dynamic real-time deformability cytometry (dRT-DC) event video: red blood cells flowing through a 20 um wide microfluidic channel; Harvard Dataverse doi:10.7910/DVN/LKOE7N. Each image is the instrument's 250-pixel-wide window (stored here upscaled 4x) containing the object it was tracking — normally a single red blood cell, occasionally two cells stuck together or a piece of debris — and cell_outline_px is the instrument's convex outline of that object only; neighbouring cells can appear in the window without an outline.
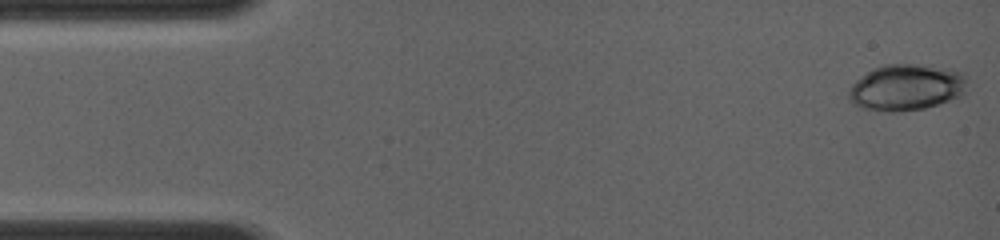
{"species": "common noctule bat (a hibernating species)", "species_latin": "Nyctalus noctula", "temperature_condition": "room temperature", "stored_images_in_passage": 55, "camera_frame_rate_fps": 4000, "um_per_image_px": 0.085, "animal": {"sex": "female", "body_mass_g": 19.0, "forearm_length_mm": 56.7}, "frame": {"image": 1, "passage_image": 1, "time_ms": 0.0, "image_size_px": [1000, 240], "cell_outline_px": [[968, 80], [964, 96], [924, 108], [900, 112], [884, 112], [864, 108], [848, 100], [848, 88], [856, 80], [872, 68], [884, 64], [916, 64], [948, 68], [964, 72]], "centroid_in_image_um": [77.07, 7.42], "position_along_channel_um": 7.9, "area_um2": 32.48}}
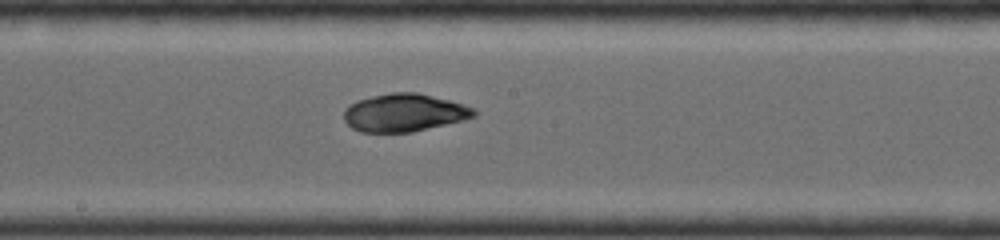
{"frame": {"image": 2, "passage_image": 29, "time_ms": 7.25, "image_size_px": [1000, 240], "cell_outline_px": [[476, 116], [464, 120], [412, 132], [360, 132], [352, 128], [344, 120], [344, 112], [356, 100], [372, 96], [392, 92], [416, 92], [448, 100], [476, 108]], "centroid_in_image_um": [34.37, 9.58], "position_along_channel_um": 213.8, "area_um2": 28.55}}
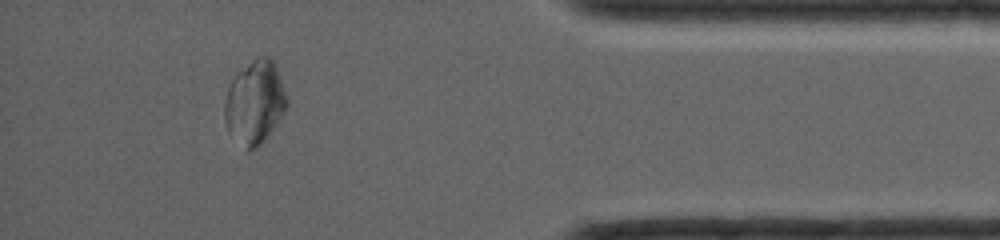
{"frame": {"image": 3, "passage_image": 49, "time_ms": 12.25, "image_size_px": [1000, 240], "cell_outline_px": [[288, 104], [284, 112], [264, 140], [248, 152], [228, 132], [224, 120], [224, 100], [228, 88], [236, 72], [256, 56], [268, 56], [272, 60], [276, 68], [288, 96]], "centroid_in_image_um": [21.63, 8.68], "position_along_channel_um": 413.6, "area_um2": 30.29}}